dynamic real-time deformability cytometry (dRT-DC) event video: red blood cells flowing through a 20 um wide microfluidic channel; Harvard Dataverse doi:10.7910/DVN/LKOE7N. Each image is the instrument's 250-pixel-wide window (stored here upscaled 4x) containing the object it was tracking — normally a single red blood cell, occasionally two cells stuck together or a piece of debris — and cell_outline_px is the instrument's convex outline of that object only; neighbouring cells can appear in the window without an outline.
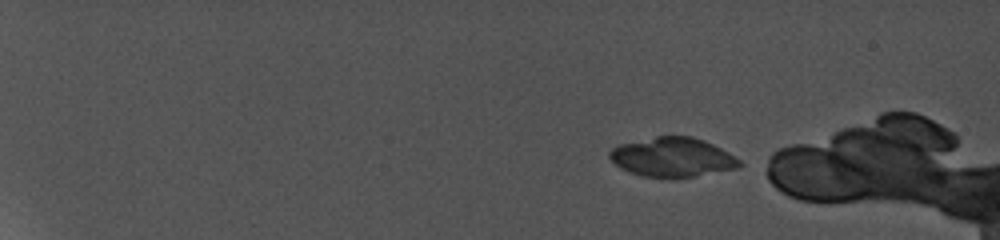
{"species": "common noctule bat (a hibernating species)", "species_latin": "Nyctalus noctula", "temperature_condition": "cold", "stored_images_in_passage": 6, "camera_frame_rate_fps": 5000, "um_per_image_px": 0.085, "animal": {"sex": "female", "body_mass_g": 19.0, "forearm_length_mm": 56.7}, "frame": {"image": 1, "passage_image": 1, "time_ms": 0.0, "image_size_px": [1000, 240], "cell_outline_px": [[740, 164], [732, 168], [692, 176], [644, 176], [632, 172], [616, 164], [608, 156], [612, 148], [624, 144], [656, 136], [688, 136], [704, 140], [720, 148], [740, 160]], "centroid_in_image_um": [57.14, 13.33], "position_along_channel_um": 27.9, "area_um2": 28.38}}
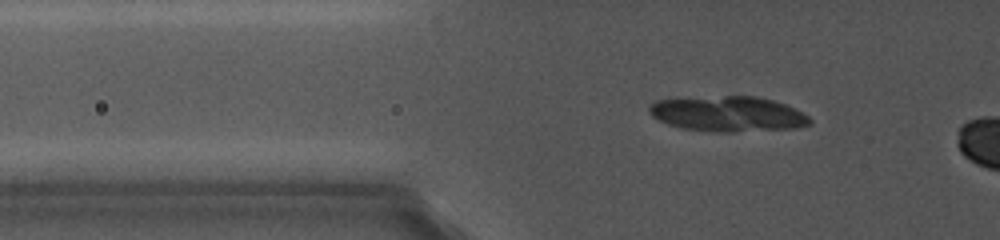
{"frame": {"image": 2, "passage_image": 6, "time_ms": 4.4, "image_size_px": [1000, 240], "cell_outline_px": [[812, 120], [808, 124], [788, 128], [724, 132], [684, 128], [668, 124], [652, 116], [648, 108], [652, 104], [660, 100], [724, 96], [756, 96], [772, 100], [784, 104], [808, 116]], "centroid_in_image_um": [61.86, 9.67], "position_along_channel_um": 63.9, "area_um2": 31.96}}